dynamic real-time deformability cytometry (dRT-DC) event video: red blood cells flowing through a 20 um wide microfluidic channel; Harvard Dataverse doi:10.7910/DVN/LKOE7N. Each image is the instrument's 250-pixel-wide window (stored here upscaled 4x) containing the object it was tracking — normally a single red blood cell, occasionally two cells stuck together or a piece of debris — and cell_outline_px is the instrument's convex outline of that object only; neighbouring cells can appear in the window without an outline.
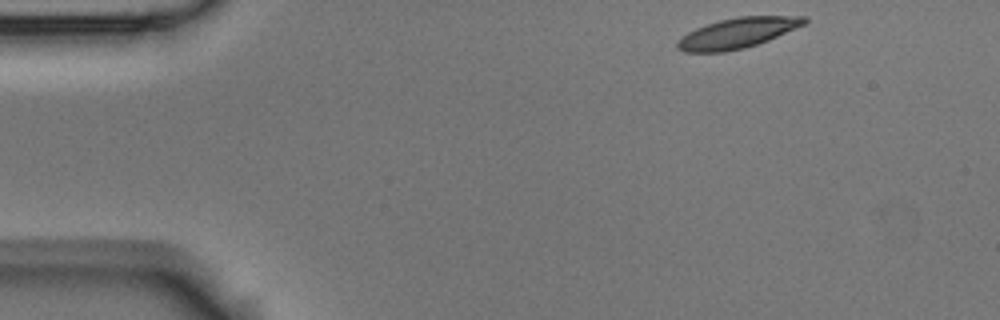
{"species": "Egyptian fruit bat (a non-hibernating species)", "species_latin": "Rousettus aegyptiacus", "temperature_condition": "room temperature", "stored_images_in_passage": 14, "segment_of_instrument_passage": [1, 2], "camera_frame_rate_fps": 3000, "um_per_image_px": 0.085, "animal": {"sex": "male"}, "frame": {"image": 1, "passage_image": 1, "time_ms": 0.0, "image_size_px": [1000, 320], "cell_outline_px": [[808, 20], [804, 24], [768, 40], [744, 48], [724, 52], [684, 52], [676, 48], [676, 44], [688, 32], [696, 28], [720, 20], [736, 16], [808, 16]], "centroid_in_image_um": [62.68, 2.8], "position_along_channel_um": 22.3, "area_um2": 22.14}}
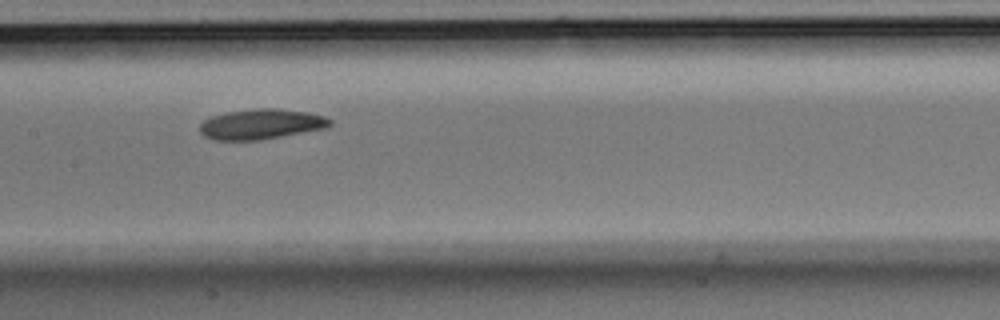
{"frame": {"image": 2, "passage_image": 6, "time_ms": 1.667, "image_size_px": [1000, 320], "cell_outline_px": [[332, 124], [328, 128], [260, 140], [212, 140], [204, 136], [200, 132], [200, 124], [204, 120], [212, 116], [224, 112], [256, 108], [276, 108], [308, 112], [324, 116], [332, 120]], "centroid_in_image_um": [22.21, 10.55], "position_along_channel_um": 185.2, "area_um2": 23.18}}
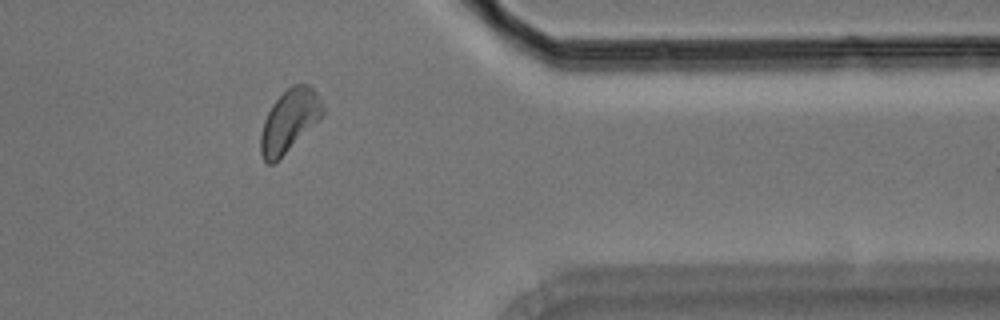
{"frame": {"image": 3, "passage_image": 11, "time_ms": 3.333, "image_size_px": [1000, 320], "cell_outline_px": [[324, 116], [320, 120], [272, 164], [268, 164], [264, 160], [260, 152], [260, 136], [264, 120], [272, 104], [292, 84], [308, 84], [320, 96], [324, 108]], "centroid_in_image_um": [24.61, 10.24], "position_along_channel_um": 386.8, "area_um2": 22.37}}